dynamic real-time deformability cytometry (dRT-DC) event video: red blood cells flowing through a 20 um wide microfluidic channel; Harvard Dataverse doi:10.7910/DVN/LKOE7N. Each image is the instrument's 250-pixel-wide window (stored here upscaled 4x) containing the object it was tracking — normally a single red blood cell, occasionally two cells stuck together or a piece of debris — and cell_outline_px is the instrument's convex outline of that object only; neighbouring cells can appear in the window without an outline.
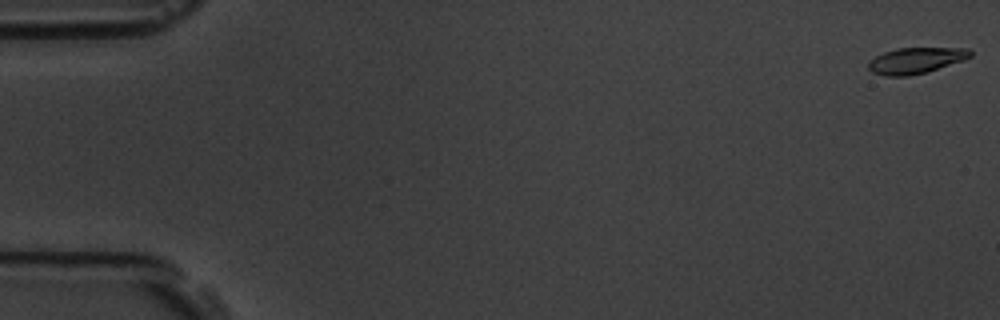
{"species": "common noctule bat (a hibernating species)", "species_latin": "Nyctalus noctula", "temperature_condition": "room temperature", "stored_images_in_passage": 58, "camera_frame_rate_fps": 3000, "um_per_image_px": 0.085, "animal": {"sex": "male", "body_mass_g": 19.5, "forearm_length_mm": 54.6}, "frame": {"image": 1, "passage_image": 1, "time_ms": 0.0, "image_size_px": [1000, 320], "cell_outline_px": [[972, 56], [964, 60], [924, 72], [908, 76], [884, 76], [872, 72], [868, 68], [868, 60], [884, 52], [896, 48], [968, 48], [972, 52]], "centroid_in_image_um": [77.81, 5.13], "position_along_channel_um": 7.2, "area_um2": 15.37}}
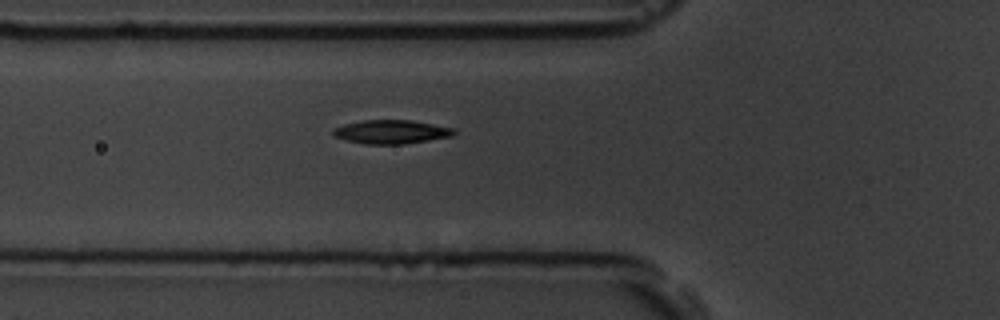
{"frame": {"image": 2, "passage_image": 21, "time_ms": 6.667, "image_size_px": [1000, 320], "cell_outline_px": [[456, 132], [452, 136], [404, 144], [364, 144], [348, 140], [336, 136], [332, 132], [336, 128], [344, 124], [360, 120], [412, 120], [456, 128]], "centroid_in_image_um": [33.31, 11.2], "position_along_channel_um": 92.5, "area_um2": 16.65}}
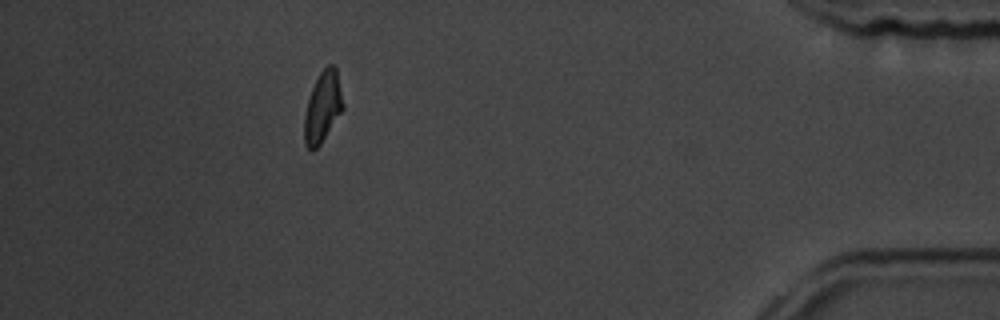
{"frame": {"image": 3, "passage_image": 52, "time_ms": 17.0, "image_size_px": [1000, 320], "cell_outline_px": [[344, 108], [320, 144], [312, 152], [304, 144], [304, 116], [308, 100], [312, 88], [320, 72], [328, 64], [332, 64], [336, 68], [344, 104]], "centroid_in_image_um": [27.42, 9.11], "position_along_channel_um": 407.8, "area_um2": 15.84}, "authors_computed_cell_mechanics": {"area_um2": 16.2707, "velocity_mm_per_s": 3.5605, "shape_relaxation_time_tau1_ms": 2.8137, "shape_relaxation_time_tau2_ms": 3.8856, "deformation_change_tau1": 0.12, "deformation_change_tau2": 0.0809}}